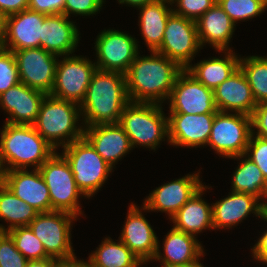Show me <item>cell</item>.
I'll return each mask as SVG.
<instances>
[{
  "label": "cell",
  "mask_w": 267,
  "mask_h": 267,
  "mask_svg": "<svg viewBox=\"0 0 267 267\" xmlns=\"http://www.w3.org/2000/svg\"><path fill=\"white\" fill-rule=\"evenodd\" d=\"M8 233L13 238L16 249L27 260H41L50 257L29 226L16 227L9 230Z\"/></svg>",
  "instance_id": "cell-35"
},
{
  "label": "cell",
  "mask_w": 267,
  "mask_h": 267,
  "mask_svg": "<svg viewBox=\"0 0 267 267\" xmlns=\"http://www.w3.org/2000/svg\"><path fill=\"white\" fill-rule=\"evenodd\" d=\"M265 214L267 215V203L265 204Z\"/></svg>",
  "instance_id": "cell-51"
},
{
  "label": "cell",
  "mask_w": 267,
  "mask_h": 267,
  "mask_svg": "<svg viewBox=\"0 0 267 267\" xmlns=\"http://www.w3.org/2000/svg\"><path fill=\"white\" fill-rule=\"evenodd\" d=\"M56 259L49 257L41 260H28L26 267H55Z\"/></svg>",
  "instance_id": "cell-46"
},
{
  "label": "cell",
  "mask_w": 267,
  "mask_h": 267,
  "mask_svg": "<svg viewBox=\"0 0 267 267\" xmlns=\"http://www.w3.org/2000/svg\"><path fill=\"white\" fill-rule=\"evenodd\" d=\"M2 183L39 213L51 211L49 190L39 169L4 171Z\"/></svg>",
  "instance_id": "cell-21"
},
{
  "label": "cell",
  "mask_w": 267,
  "mask_h": 267,
  "mask_svg": "<svg viewBox=\"0 0 267 267\" xmlns=\"http://www.w3.org/2000/svg\"><path fill=\"white\" fill-rule=\"evenodd\" d=\"M28 260L16 249L8 232H0V267H26Z\"/></svg>",
  "instance_id": "cell-37"
},
{
  "label": "cell",
  "mask_w": 267,
  "mask_h": 267,
  "mask_svg": "<svg viewBox=\"0 0 267 267\" xmlns=\"http://www.w3.org/2000/svg\"><path fill=\"white\" fill-rule=\"evenodd\" d=\"M251 127L253 135L267 139V101L257 104L251 115Z\"/></svg>",
  "instance_id": "cell-41"
},
{
  "label": "cell",
  "mask_w": 267,
  "mask_h": 267,
  "mask_svg": "<svg viewBox=\"0 0 267 267\" xmlns=\"http://www.w3.org/2000/svg\"><path fill=\"white\" fill-rule=\"evenodd\" d=\"M217 52L222 53L220 57L203 59L197 63L190 64L186 68L200 83L212 90H215L239 68L241 57L234 50Z\"/></svg>",
  "instance_id": "cell-28"
},
{
  "label": "cell",
  "mask_w": 267,
  "mask_h": 267,
  "mask_svg": "<svg viewBox=\"0 0 267 267\" xmlns=\"http://www.w3.org/2000/svg\"><path fill=\"white\" fill-rule=\"evenodd\" d=\"M28 9V0H0V11L9 16Z\"/></svg>",
  "instance_id": "cell-44"
},
{
  "label": "cell",
  "mask_w": 267,
  "mask_h": 267,
  "mask_svg": "<svg viewBox=\"0 0 267 267\" xmlns=\"http://www.w3.org/2000/svg\"><path fill=\"white\" fill-rule=\"evenodd\" d=\"M245 155L258 166L267 182V139L251 134Z\"/></svg>",
  "instance_id": "cell-39"
},
{
  "label": "cell",
  "mask_w": 267,
  "mask_h": 267,
  "mask_svg": "<svg viewBox=\"0 0 267 267\" xmlns=\"http://www.w3.org/2000/svg\"><path fill=\"white\" fill-rule=\"evenodd\" d=\"M46 15L30 9L6 16L2 48L9 51L39 48Z\"/></svg>",
  "instance_id": "cell-19"
},
{
  "label": "cell",
  "mask_w": 267,
  "mask_h": 267,
  "mask_svg": "<svg viewBox=\"0 0 267 267\" xmlns=\"http://www.w3.org/2000/svg\"><path fill=\"white\" fill-rule=\"evenodd\" d=\"M55 267H90L89 260L77 259L76 254L69 258L56 259Z\"/></svg>",
  "instance_id": "cell-45"
},
{
  "label": "cell",
  "mask_w": 267,
  "mask_h": 267,
  "mask_svg": "<svg viewBox=\"0 0 267 267\" xmlns=\"http://www.w3.org/2000/svg\"><path fill=\"white\" fill-rule=\"evenodd\" d=\"M56 150L33 125L4 122L0 131V166L2 171L39 169Z\"/></svg>",
  "instance_id": "cell-3"
},
{
  "label": "cell",
  "mask_w": 267,
  "mask_h": 267,
  "mask_svg": "<svg viewBox=\"0 0 267 267\" xmlns=\"http://www.w3.org/2000/svg\"><path fill=\"white\" fill-rule=\"evenodd\" d=\"M75 23L65 14L46 15L40 47L58 56L74 55L81 38Z\"/></svg>",
  "instance_id": "cell-24"
},
{
  "label": "cell",
  "mask_w": 267,
  "mask_h": 267,
  "mask_svg": "<svg viewBox=\"0 0 267 267\" xmlns=\"http://www.w3.org/2000/svg\"><path fill=\"white\" fill-rule=\"evenodd\" d=\"M211 186L204 184L171 218L173 227L185 233L198 236L204 230H214L212 205L202 198Z\"/></svg>",
  "instance_id": "cell-27"
},
{
  "label": "cell",
  "mask_w": 267,
  "mask_h": 267,
  "mask_svg": "<svg viewBox=\"0 0 267 267\" xmlns=\"http://www.w3.org/2000/svg\"><path fill=\"white\" fill-rule=\"evenodd\" d=\"M183 267H204L201 261L199 260L197 263L190 265V266H183ZM206 267V266H205Z\"/></svg>",
  "instance_id": "cell-49"
},
{
  "label": "cell",
  "mask_w": 267,
  "mask_h": 267,
  "mask_svg": "<svg viewBox=\"0 0 267 267\" xmlns=\"http://www.w3.org/2000/svg\"><path fill=\"white\" fill-rule=\"evenodd\" d=\"M228 159L240 161L231 176V191L251 194L265 205L267 203V182L258 166L245 154Z\"/></svg>",
  "instance_id": "cell-30"
},
{
  "label": "cell",
  "mask_w": 267,
  "mask_h": 267,
  "mask_svg": "<svg viewBox=\"0 0 267 267\" xmlns=\"http://www.w3.org/2000/svg\"><path fill=\"white\" fill-rule=\"evenodd\" d=\"M65 0H28V9L45 15L64 14Z\"/></svg>",
  "instance_id": "cell-42"
},
{
  "label": "cell",
  "mask_w": 267,
  "mask_h": 267,
  "mask_svg": "<svg viewBox=\"0 0 267 267\" xmlns=\"http://www.w3.org/2000/svg\"><path fill=\"white\" fill-rule=\"evenodd\" d=\"M170 1L172 4L171 5L172 11L175 14L191 19L193 21L198 20L217 2V0H170Z\"/></svg>",
  "instance_id": "cell-38"
},
{
  "label": "cell",
  "mask_w": 267,
  "mask_h": 267,
  "mask_svg": "<svg viewBox=\"0 0 267 267\" xmlns=\"http://www.w3.org/2000/svg\"><path fill=\"white\" fill-rule=\"evenodd\" d=\"M18 83L20 78L14 54L0 47V95Z\"/></svg>",
  "instance_id": "cell-36"
},
{
  "label": "cell",
  "mask_w": 267,
  "mask_h": 267,
  "mask_svg": "<svg viewBox=\"0 0 267 267\" xmlns=\"http://www.w3.org/2000/svg\"><path fill=\"white\" fill-rule=\"evenodd\" d=\"M39 172L49 190L51 211H64L76 217L86 216L79 201L85 196L77 187L71 167L61 153L55 151L39 167Z\"/></svg>",
  "instance_id": "cell-7"
},
{
  "label": "cell",
  "mask_w": 267,
  "mask_h": 267,
  "mask_svg": "<svg viewBox=\"0 0 267 267\" xmlns=\"http://www.w3.org/2000/svg\"><path fill=\"white\" fill-rule=\"evenodd\" d=\"M75 215L64 211L41 212L28 225L43 244L46 253L55 259L75 255L71 241V229Z\"/></svg>",
  "instance_id": "cell-9"
},
{
  "label": "cell",
  "mask_w": 267,
  "mask_h": 267,
  "mask_svg": "<svg viewBox=\"0 0 267 267\" xmlns=\"http://www.w3.org/2000/svg\"><path fill=\"white\" fill-rule=\"evenodd\" d=\"M196 25L202 48L208 44L215 51L233 49L229 46L237 25L217 2L196 20Z\"/></svg>",
  "instance_id": "cell-26"
},
{
  "label": "cell",
  "mask_w": 267,
  "mask_h": 267,
  "mask_svg": "<svg viewBox=\"0 0 267 267\" xmlns=\"http://www.w3.org/2000/svg\"><path fill=\"white\" fill-rule=\"evenodd\" d=\"M169 113L204 114L217 113L214 90L207 88L186 69L177 76L170 96Z\"/></svg>",
  "instance_id": "cell-13"
},
{
  "label": "cell",
  "mask_w": 267,
  "mask_h": 267,
  "mask_svg": "<svg viewBox=\"0 0 267 267\" xmlns=\"http://www.w3.org/2000/svg\"><path fill=\"white\" fill-rule=\"evenodd\" d=\"M61 152L69 163L76 185L85 199L97 194L114 171L84 137L63 147Z\"/></svg>",
  "instance_id": "cell-6"
},
{
  "label": "cell",
  "mask_w": 267,
  "mask_h": 267,
  "mask_svg": "<svg viewBox=\"0 0 267 267\" xmlns=\"http://www.w3.org/2000/svg\"><path fill=\"white\" fill-rule=\"evenodd\" d=\"M137 55L125 73L127 95L131 102L165 104L175 80L183 70L175 61L156 51Z\"/></svg>",
  "instance_id": "cell-1"
},
{
  "label": "cell",
  "mask_w": 267,
  "mask_h": 267,
  "mask_svg": "<svg viewBox=\"0 0 267 267\" xmlns=\"http://www.w3.org/2000/svg\"><path fill=\"white\" fill-rule=\"evenodd\" d=\"M2 177H3V171H2V168L0 166V183H2Z\"/></svg>",
  "instance_id": "cell-50"
},
{
  "label": "cell",
  "mask_w": 267,
  "mask_h": 267,
  "mask_svg": "<svg viewBox=\"0 0 267 267\" xmlns=\"http://www.w3.org/2000/svg\"><path fill=\"white\" fill-rule=\"evenodd\" d=\"M97 69L125 74L140 53L139 41L125 31L104 29L95 39Z\"/></svg>",
  "instance_id": "cell-11"
},
{
  "label": "cell",
  "mask_w": 267,
  "mask_h": 267,
  "mask_svg": "<svg viewBox=\"0 0 267 267\" xmlns=\"http://www.w3.org/2000/svg\"><path fill=\"white\" fill-rule=\"evenodd\" d=\"M80 118V105L47 94L33 126L57 151L83 138L84 127L79 124Z\"/></svg>",
  "instance_id": "cell-4"
},
{
  "label": "cell",
  "mask_w": 267,
  "mask_h": 267,
  "mask_svg": "<svg viewBox=\"0 0 267 267\" xmlns=\"http://www.w3.org/2000/svg\"><path fill=\"white\" fill-rule=\"evenodd\" d=\"M83 137L114 169L115 165L133 150L128 135L119 123L85 127Z\"/></svg>",
  "instance_id": "cell-23"
},
{
  "label": "cell",
  "mask_w": 267,
  "mask_h": 267,
  "mask_svg": "<svg viewBox=\"0 0 267 267\" xmlns=\"http://www.w3.org/2000/svg\"><path fill=\"white\" fill-rule=\"evenodd\" d=\"M261 220L267 222V215L264 213ZM252 258L257 262L267 265V229L259 236L257 242L250 249Z\"/></svg>",
  "instance_id": "cell-43"
},
{
  "label": "cell",
  "mask_w": 267,
  "mask_h": 267,
  "mask_svg": "<svg viewBox=\"0 0 267 267\" xmlns=\"http://www.w3.org/2000/svg\"><path fill=\"white\" fill-rule=\"evenodd\" d=\"M201 49L196 21L172 12L166 23L163 41L156 52L186 69Z\"/></svg>",
  "instance_id": "cell-12"
},
{
  "label": "cell",
  "mask_w": 267,
  "mask_h": 267,
  "mask_svg": "<svg viewBox=\"0 0 267 267\" xmlns=\"http://www.w3.org/2000/svg\"><path fill=\"white\" fill-rule=\"evenodd\" d=\"M144 211V212H142ZM148 210L131 202L126 213V221L118 237L143 264H150L158 249V237L150 221L144 217Z\"/></svg>",
  "instance_id": "cell-16"
},
{
  "label": "cell",
  "mask_w": 267,
  "mask_h": 267,
  "mask_svg": "<svg viewBox=\"0 0 267 267\" xmlns=\"http://www.w3.org/2000/svg\"><path fill=\"white\" fill-rule=\"evenodd\" d=\"M198 172L187 174L178 179L156 187L143 200L148 212H165L170 219L201 187L204 186Z\"/></svg>",
  "instance_id": "cell-15"
},
{
  "label": "cell",
  "mask_w": 267,
  "mask_h": 267,
  "mask_svg": "<svg viewBox=\"0 0 267 267\" xmlns=\"http://www.w3.org/2000/svg\"><path fill=\"white\" fill-rule=\"evenodd\" d=\"M38 211L18 198L3 183H0V219L7 222V228L0 224V232H8L16 227L28 226L38 215Z\"/></svg>",
  "instance_id": "cell-32"
},
{
  "label": "cell",
  "mask_w": 267,
  "mask_h": 267,
  "mask_svg": "<svg viewBox=\"0 0 267 267\" xmlns=\"http://www.w3.org/2000/svg\"><path fill=\"white\" fill-rule=\"evenodd\" d=\"M217 3L235 24L256 18L267 10V0H217Z\"/></svg>",
  "instance_id": "cell-34"
},
{
  "label": "cell",
  "mask_w": 267,
  "mask_h": 267,
  "mask_svg": "<svg viewBox=\"0 0 267 267\" xmlns=\"http://www.w3.org/2000/svg\"><path fill=\"white\" fill-rule=\"evenodd\" d=\"M197 238L172 226L162 241L163 253L158 239V249L152 263L159 261L162 267H183L197 263L205 255Z\"/></svg>",
  "instance_id": "cell-20"
},
{
  "label": "cell",
  "mask_w": 267,
  "mask_h": 267,
  "mask_svg": "<svg viewBox=\"0 0 267 267\" xmlns=\"http://www.w3.org/2000/svg\"><path fill=\"white\" fill-rule=\"evenodd\" d=\"M105 237L88 260L90 267H141L143 262L121 241Z\"/></svg>",
  "instance_id": "cell-31"
},
{
  "label": "cell",
  "mask_w": 267,
  "mask_h": 267,
  "mask_svg": "<svg viewBox=\"0 0 267 267\" xmlns=\"http://www.w3.org/2000/svg\"><path fill=\"white\" fill-rule=\"evenodd\" d=\"M119 4L123 6V4L126 6L134 7L135 9L141 6H144L145 4H149L153 2L154 0H117Z\"/></svg>",
  "instance_id": "cell-47"
},
{
  "label": "cell",
  "mask_w": 267,
  "mask_h": 267,
  "mask_svg": "<svg viewBox=\"0 0 267 267\" xmlns=\"http://www.w3.org/2000/svg\"><path fill=\"white\" fill-rule=\"evenodd\" d=\"M251 134V116L218 111L207 146L222 158L240 156L245 154Z\"/></svg>",
  "instance_id": "cell-8"
},
{
  "label": "cell",
  "mask_w": 267,
  "mask_h": 267,
  "mask_svg": "<svg viewBox=\"0 0 267 267\" xmlns=\"http://www.w3.org/2000/svg\"><path fill=\"white\" fill-rule=\"evenodd\" d=\"M214 102L219 112L252 115L257 103L240 67L214 90Z\"/></svg>",
  "instance_id": "cell-25"
},
{
  "label": "cell",
  "mask_w": 267,
  "mask_h": 267,
  "mask_svg": "<svg viewBox=\"0 0 267 267\" xmlns=\"http://www.w3.org/2000/svg\"><path fill=\"white\" fill-rule=\"evenodd\" d=\"M239 67L244 72L257 104L267 101V56L240 57Z\"/></svg>",
  "instance_id": "cell-33"
},
{
  "label": "cell",
  "mask_w": 267,
  "mask_h": 267,
  "mask_svg": "<svg viewBox=\"0 0 267 267\" xmlns=\"http://www.w3.org/2000/svg\"><path fill=\"white\" fill-rule=\"evenodd\" d=\"M211 205L214 230L234 228L251 213L257 218L265 213V205L258 198L231 190L227 197Z\"/></svg>",
  "instance_id": "cell-18"
},
{
  "label": "cell",
  "mask_w": 267,
  "mask_h": 267,
  "mask_svg": "<svg viewBox=\"0 0 267 267\" xmlns=\"http://www.w3.org/2000/svg\"><path fill=\"white\" fill-rule=\"evenodd\" d=\"M46 95L21 82L9 88L0 95V107L9 116L5 122L33 125Z\"/></svg>",
  "instance_id": "cell-22"
},
{
  "label": "cell",
  "mask_w": 267,
  "mask_h": 267,
  "mask_svg": "<svg viewBox=\"0 0 267 267\" xmlns=\"http://www.w3.org/2000/svg\"><path fill=\"white\" fill-rule=\"evenodd\" d=\"M163 105L157 103L129 102L124 108L119 124L128 135L132 148L143 146L156 151L168 139V117ZM167 138V139H166Z\"/></svg>",
  "instance_id": "cell-5"
},
{
  "label": "cell",
  "mask_w": 267,
  "mask_h": 267,
  "mask_svg": "<svg viewBox=\"0 0 267 267\" xmlns=\"http://www.w3.org/2000/svg\"><path fill=\"white\" fill-rule=\"evenodd\" d=\"M16 60L20 82L50 94L56 74L58 55L41 47L12 51Z\"/></svg>",
  "instance_id": "cell-14"
},
{
  "label": "cell",
  "mask_w": 267,
  "mask_h": 267,
  "mask_svg": "<svg viewBox=\"0 0 267 267\" xmlns=\"http://www.w3.org/2000/svg\"><path fill=\"white\" fill-rule=\"evenodd\" d=\"M106 0H65L64 14L70 18L71 14L81 16H93L103 8Z\"/></svg>",
  "instance_id": "cell-40"
},
{
  "label": "cell",
  "mask_w": 267,
  "mask_h": 267,
  "mask_svg": "<svg viewBox=\"0 0 267 267\" xmlns=\"http://www.w3.org/2000/svg\"><path fill=\"white\" fill-rule=\"evenodd\" d=\"M216 113H168V139L174 147L207 146Z\"/></svg>",
  "instance_id": "cell-17"
},
{
  "label": "cell",
  "mask_w": 267,
  "mask_h": 267,
  "mask_svg": "<svg viewBox=\"0 0 267 267\" xmlns=\"http://www.w3.org/2000/svg\"><path fill=\"white\" fill-rule=\"evenodd\" d=\"M6 16L0 11V47H2V42L5 34Z\"/></svg>",
  "instance_id": "cell-48"
},
{
  "label": "cell",
  "mask_w": 267,
  "mask_h": 267,
  "mask_svg": "<svg viewBox=\"0 0 267 267\" xmlns=\"http://www.w3.org/2000/svg\"><path fill=\"white\" fill-rule=\"evenodd\" d=\"M60 58L56 66L54 86L49 95L80 105L97 66L84 55L74 54Z\"/></svg>",
  "instance_id": "cell-10"
},
{
  "label": "cell",
  "mask_w": 267,
  "mask_h": 267,
  "mask_svg": "<svg viewBox=\"0 0 267 267\" xmlns=\"http://www.w3.org/2000/svg\"><path fill=\"white\" fill-rule=\"evenodd\" d=\"M170 0H154L138 7V26L149 51H157L164 38L167 20L172 11Z\"/></svg>",
  "instance_id": "cell-29"
},
{
  "label": "cell",
  "mask_w": 267,
  "mask_h": 267,
  "mask_svg": "<svg viewBox=\"0 0 267 267\" xmlns=\"http://www.w3.org/2000/svg\"><path fill=\"white\" fill-rule=\"evenodd\" d=\"M129 102L125 74L97 69L80 104L81 124L85 128L119 123L120 116Z\"/></svg>",
  "instance_id": "cell-2"
}]
</instances>
